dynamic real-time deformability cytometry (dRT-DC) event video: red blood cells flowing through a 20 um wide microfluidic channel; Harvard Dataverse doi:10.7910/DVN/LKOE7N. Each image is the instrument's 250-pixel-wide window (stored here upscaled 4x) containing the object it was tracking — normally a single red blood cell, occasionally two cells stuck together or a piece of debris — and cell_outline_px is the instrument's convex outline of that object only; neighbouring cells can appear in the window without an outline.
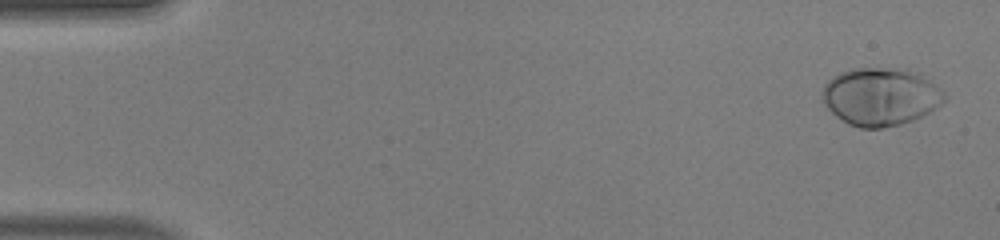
{"species": "human", "species_latin": "Homo sapiens", "temperature_condition": "warm", "stored_images_in_passage": 12, "camera_frame_rate_fps": 3000, "um_per_image_px": 0.085, "donor": {"sex": "male"}, "frame": {"image": 1, "passage_image": 2, "time_ms": 0.333, "image_size_px": [1000, 240], "cell_outline_px": [[948, 96], [936, 108], [912, 120], [900, 124], [880, 128], [860, 128], [848, 124], [836, 116], [824, 104], [820, 92], [824, 84], [832, 76], [840, 72], [852, 68], [908, 68], [928, 80], [940, 88]], "centroid_in_image_um": [74.81, 8.2], "position_along_channel_um": 10.2, "area_um2": 41.27}}